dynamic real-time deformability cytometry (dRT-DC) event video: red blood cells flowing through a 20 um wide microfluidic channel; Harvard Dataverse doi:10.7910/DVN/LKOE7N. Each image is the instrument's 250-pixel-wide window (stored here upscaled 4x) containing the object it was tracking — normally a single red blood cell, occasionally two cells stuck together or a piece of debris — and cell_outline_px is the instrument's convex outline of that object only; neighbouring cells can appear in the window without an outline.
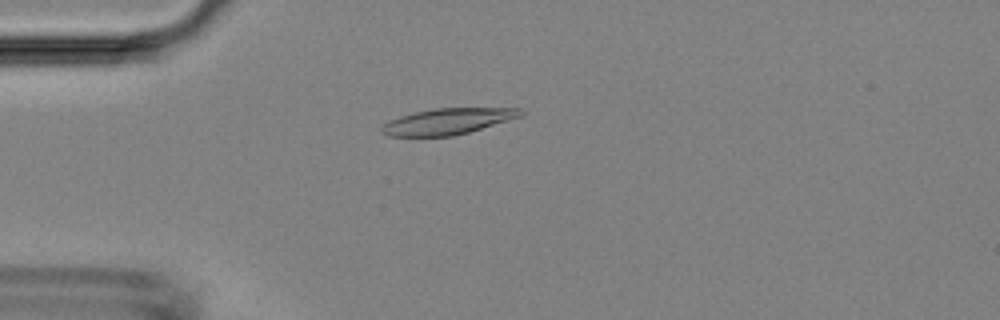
{"species": "Egyptian fruit bat (a non-hibernating species)", "species_latin": "Rousettus aegyptiacus", "temperature_condition": "room temperature", "stored_images_in_passage": 43, "camera_frame_rate_fps": 3000, "um_per_image_px": 0.085, "animal": {"sex": "female"}, "frame": {"image": 1, "passage_image": 7, "time_ms": 2.0, "image_size_px": [1000, 320], "cell_outline_px": [[524, 116], [468, 132], [452, 136], [388, 136], [380, 132], [380, 128], [388, 120], [400, 116], [416, 112], [436, 108], [524, 108]], "centroid_in_image_um": [38.08, 10.31], "position_along_channel_um": 46.9, "area_um2": 21.15}}
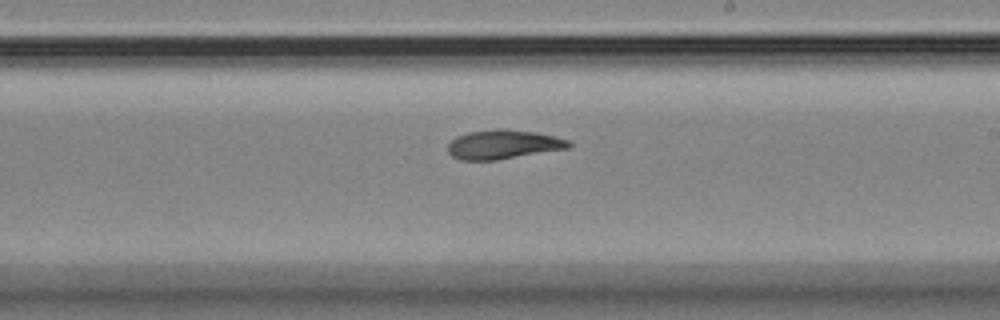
{"frame": {"image": 2, "passage_image": 23, "time_ms": 7.333, "image_size_px": [1000, 320], "cell_outline_px": [[572, 144], [568, 148], [496, 160], [460, 160], [452, 156], [448, 152], [448, 144], [456, 136], [468, 132], [536, 132], [556, 136], [568, 140]], "centroid_in_image_um": [42.77, 12.33], "position_along_channel_um": 246.2, "area_um2": 19.54}}
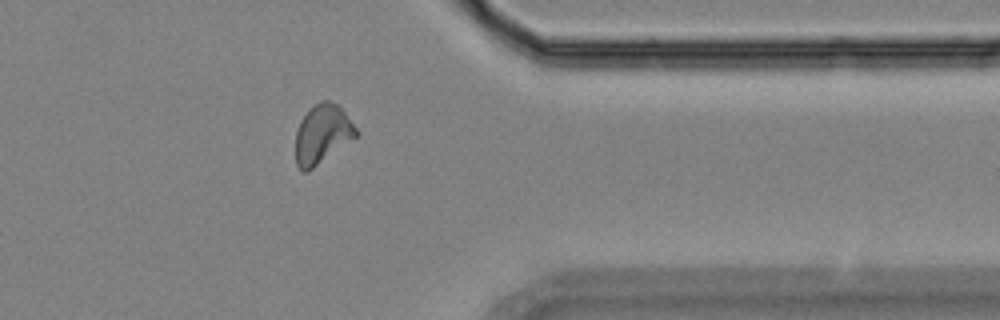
{"frame": {"image": 3, "passage_image": 34, "time_ms": 11.0, "image_size_px": [1000, 320], "cell_outline_px": [[360, 132], [356, 136], [308, 172], [304, 172], [296, 164], [296, 132], [300, 120], [308, 108], [320, 100], [328, 100], [336, 104], [344, 112]], "centroid_in_image_um": [27.37, 11.38], "position_along_channel_um": 384.0, "area_um2": 20.69}}